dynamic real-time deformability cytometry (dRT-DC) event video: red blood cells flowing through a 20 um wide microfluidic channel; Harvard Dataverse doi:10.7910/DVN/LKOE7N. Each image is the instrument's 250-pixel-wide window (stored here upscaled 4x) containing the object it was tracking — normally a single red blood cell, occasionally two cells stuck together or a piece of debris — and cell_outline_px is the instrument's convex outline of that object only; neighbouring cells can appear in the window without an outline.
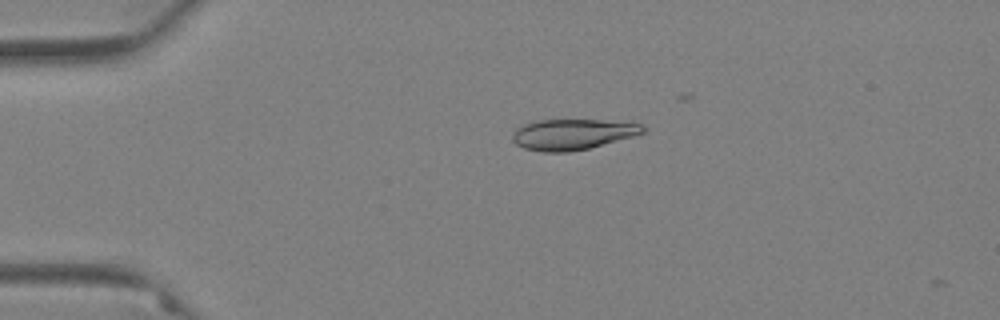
{"species": "Egyptian fruit bat (a non-hibernating species)", "species_latin": "Rousettus aegyptiacus", "temperature_condition": "warm", "stored_images_in_passage": 3, "camera_frame_rate_fps": 3000, "um_per_image_px": 0.085, "animal": {"sex": "female"}, "frame": {"image": 1, "passage_image": 1, "time_ms": 0.0, "image_size_px": [1000, 320], "cell_outline_px": [[644, 132], [632, 136], [588, 148], [568, 152], [544, 152], [524, 148], [516, 144], [512, 140], [512, 132], [516, 128], [524, 124], [536, 120], [600, 120], [640, 124], [644, 128]], "centroid_in_image_um": [48.58, 11.42], "position_along_channel_um": 36.4, "area_um2": 23.0}}